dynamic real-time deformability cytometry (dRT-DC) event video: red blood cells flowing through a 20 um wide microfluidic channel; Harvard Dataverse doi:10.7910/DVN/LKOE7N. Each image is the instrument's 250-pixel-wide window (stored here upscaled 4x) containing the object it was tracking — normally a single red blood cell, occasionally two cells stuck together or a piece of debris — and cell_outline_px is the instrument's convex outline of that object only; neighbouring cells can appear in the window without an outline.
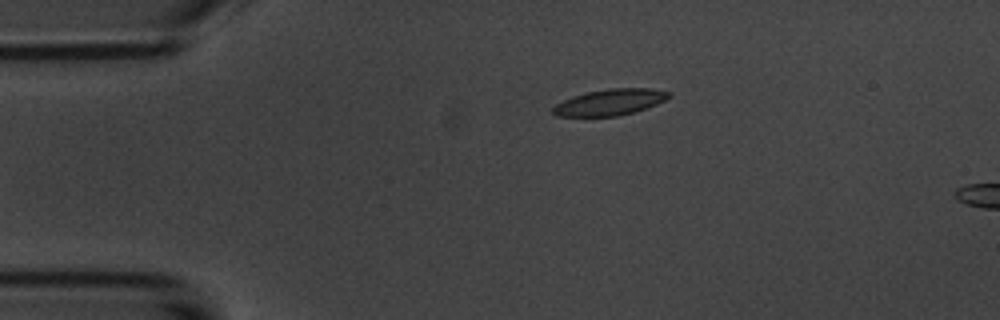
{"species": "common noctule bat (a hibernating species)", "species_latin": "Nyctalus noctula", "temperature_condition": "room temperature", "stored_images_in_passage": 4, "camera_frame_rate_fps": 3000, "um_per_image_px": 0.085, "animal": {"sex": "male", "body_mass_g": 20.1, "forearm_length_mm": 53.5}, "frame": {"image": 1, "passage_image": 3, "time_ms": 3.333, "image_size_px": [1000, 320], "cell_outline_px": [[672, 96], [656, 104], [632, 112], [616, 116], [556, 116], [552, 112], [552, 108], [556, 104], [572, 96], [588, 92], [608, 88], [648, 88], [672, 92]], "centroid_in_image_um": [51.84, 8.68], "position_along_channel_um": 33.2, "area_um2": 17.51}}